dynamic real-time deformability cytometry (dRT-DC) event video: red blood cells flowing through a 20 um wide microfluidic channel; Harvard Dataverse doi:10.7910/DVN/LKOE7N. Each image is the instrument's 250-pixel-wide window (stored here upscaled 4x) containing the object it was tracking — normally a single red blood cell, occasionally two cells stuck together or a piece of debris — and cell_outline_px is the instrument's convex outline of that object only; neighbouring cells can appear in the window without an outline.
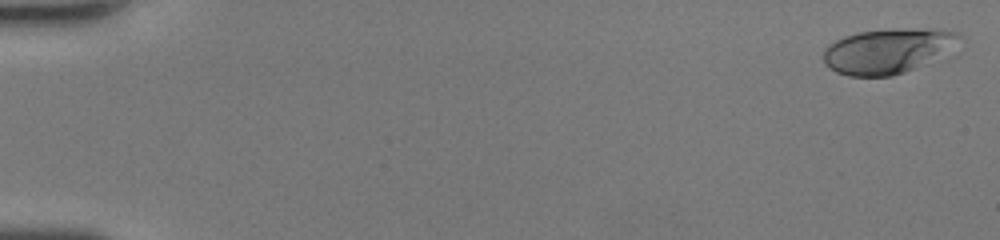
{"species": "human", "species_latin": "Homo sapiens", "temperature_condition": "room temperature", "stored_images_in_passage": 47, "camera_frame_rate_fps": 3000, "um_per_image_px": 0.085, "donor": {"sex": "female"}, "frame": {"image": 1, "passage_image": 1, "time_ms": 0.0, "image_size_px": [1000, 240], "cell_outline_px": [[960, 36], [912, 68], [904, 72], [892, 76], [848, 76], [836, 72], [828, 68], [824, 64], [824, 48], [828, 44], [844, 36], [860, 32], [904, 28], [956, 32]], "centroid_in_image_um": [75.15, 4.34], "position_along_channel_um": 9.8, "area_um2": 33.35}}
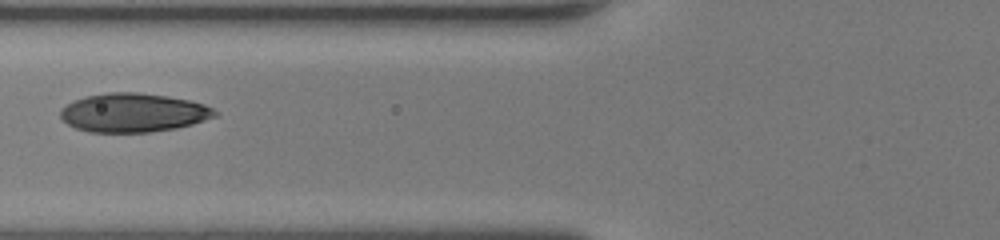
{"frame": {"image": 2, "passage_image": 20, "time_ms": 6.333, "image_size_px": [1000, 240], "cell_outline_px": [[220, 116], [192, 124], [176, 128], [152, 132], [88, 132], [76, 128], [68, 124], [60, 116], [60, 112], [72, 100], [84, 96], [108, 92], [136, 92], [168, 96], [188, 100], [204, 104], [220, 112]], "centroid_in_image_um": [11.37, 9.57], "position_along_channel_um": 114.4, "area_um2": 35.14}}
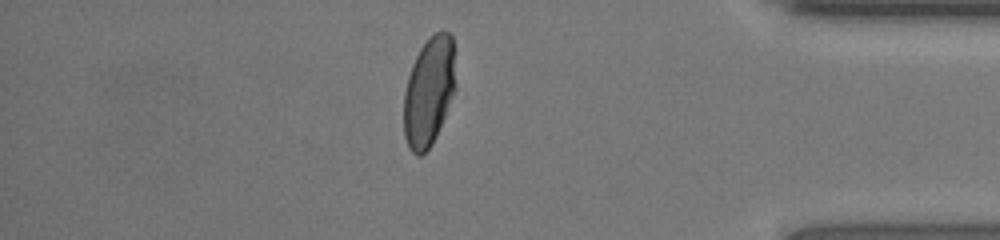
{"frame": {"image": 3, "passage_image": 41, "time_ms": 13.333, "image_size_px": [1000, 240], "cell_outline_px": [[456, 88], [436, 136], [432, 144], [420, 156], [416, 156], [408, 148], [404, 136], [404, 92], [408, 76], [412, 64], [420, 48], [428, 36], [444, 28], [452, 36]], "centroid_in_image_um": [36.45, 7.75], "position_along_channel_um": 398.7, "area_um2": 33.18}, "authors_computed_cell_mechanics": {"area_um2": 34.2176, "velocity_mm_per_s": 4.4618, "shape_relaxation_time_tau1_ms": 3.286, "shape_relaxation_time_tau2_ms": 0.6672, "deformation_change_tau1": 0.1829, "deformation_change_tau2": 0.0542}}